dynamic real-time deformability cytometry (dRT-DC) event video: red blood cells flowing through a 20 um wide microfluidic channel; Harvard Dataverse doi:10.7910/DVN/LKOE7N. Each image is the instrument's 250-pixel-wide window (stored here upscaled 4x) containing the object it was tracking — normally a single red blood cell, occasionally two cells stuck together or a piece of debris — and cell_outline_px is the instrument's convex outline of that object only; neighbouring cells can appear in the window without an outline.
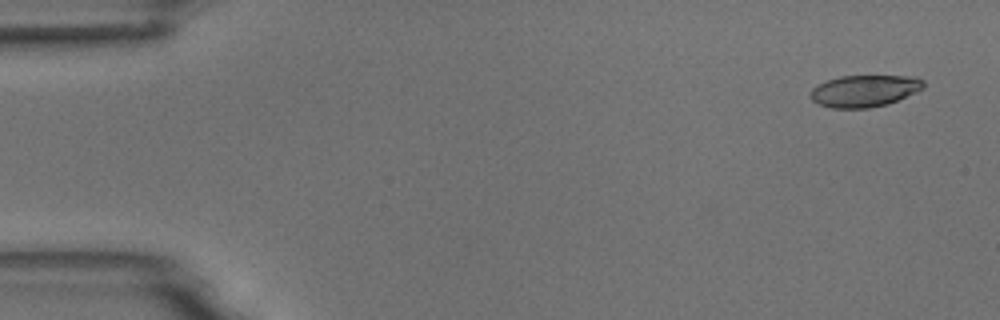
{"species": "common noctule bat (a hibernating species)", "species_latin": "Nyctalus noctula", "temperature_condition": "room temperature", "stored_images_in_passage": 4, "camera_frame_rate_fps": 3000, "um_per_image_px": 0.085, "animal": {"sex": "male", "body_mass_g": 18.8}, "frame": {"image": 1, "passage_image": 1, "time_ms": 0.0, "image_size_px": [1000, 320], "cell_outline_px": [[924, 88], [916, 92], [888, 104], [868, 108], [832, 108], [820, 104], [812, 100], [812, 88], [816, 84], [840, 76], [916, 76], [924, 80]], "centroid_in_image_um": [73.51, 7.72], "position_along_channel_um": 11.5, "area_um2": 20.92}}